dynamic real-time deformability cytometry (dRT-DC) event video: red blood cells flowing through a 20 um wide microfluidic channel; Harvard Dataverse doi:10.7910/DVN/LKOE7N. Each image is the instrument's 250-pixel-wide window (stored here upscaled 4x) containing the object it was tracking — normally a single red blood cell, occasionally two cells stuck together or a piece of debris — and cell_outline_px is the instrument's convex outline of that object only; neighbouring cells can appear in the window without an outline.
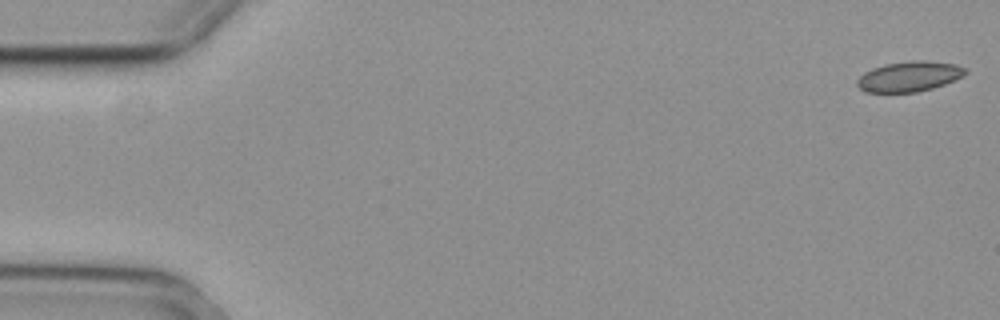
{"species": "common noctule bat (a hibernating species)", "species_latin": "Nyctalus noctula", "temperature_condition": "cold", "stored_images_in_passage": 5, "camera_frame_rate_fps": 3000, "um_per_image_px": 0.085, "animal": {"sex": "female", "body_mass_g": 29.2, "forearm_length_mm": 56.3}, "frame": {"image": 1, "passage_image": 1, "time_ms": 0.0, "image_size_px": [1000, 320], "cell_outline_px": [[968, 72], [964, 76], [944, 84], [932, 88], [916, 92], [864, 92], [856, 84], [856, 80], [864, 72], [872, 68], [884, 64], [912, 60], [924, 60], [956, 64], [968, 68]], "centroid_in_image_um": [77.3, 6.49], "position_along_channel_um": 7.7, "area_um2": 19.25}}